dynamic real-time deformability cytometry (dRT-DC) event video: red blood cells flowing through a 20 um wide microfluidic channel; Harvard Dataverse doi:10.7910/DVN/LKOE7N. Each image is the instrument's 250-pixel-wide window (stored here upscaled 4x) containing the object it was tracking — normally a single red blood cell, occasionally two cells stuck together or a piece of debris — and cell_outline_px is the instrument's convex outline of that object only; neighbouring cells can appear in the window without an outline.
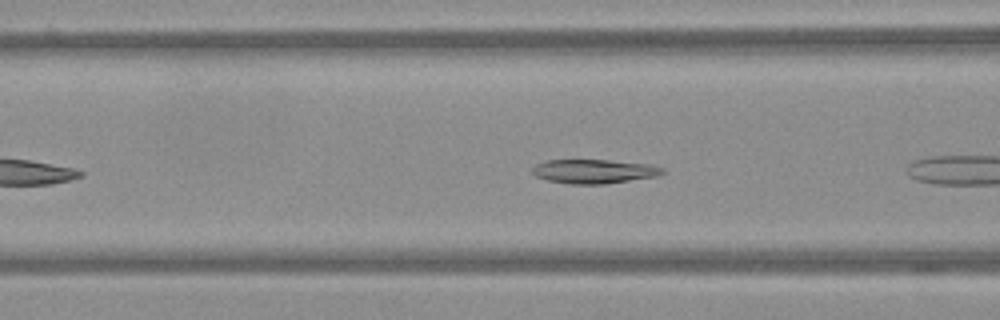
{"species": "Egyptian fruit bat (a non-hibernating species)", "species_latin": "Rousettus aegyptiacus", "temperature_condition": "warm", "stored_images_in_passage": 10, "camera_frame_rate_fps": 3000, "um_per_image_px": 0.085, "frame": {"image": 1, "passage_image": 5, "time_ms": 1.333, "image_size_px": [1000, 320], "cell_outline_px": [[664, 172], [656, 176], [604, 184], [568, 184], [548, 180], [536, 176], [532, 172], [532, 168], [536, 164], [544, 160], [608, 160], [652, 164], [664, 168]], "centroid_in_image_um": [50.48, 14.56], "position_along_channel_um": 116.1, "area_um2": 18.26}}